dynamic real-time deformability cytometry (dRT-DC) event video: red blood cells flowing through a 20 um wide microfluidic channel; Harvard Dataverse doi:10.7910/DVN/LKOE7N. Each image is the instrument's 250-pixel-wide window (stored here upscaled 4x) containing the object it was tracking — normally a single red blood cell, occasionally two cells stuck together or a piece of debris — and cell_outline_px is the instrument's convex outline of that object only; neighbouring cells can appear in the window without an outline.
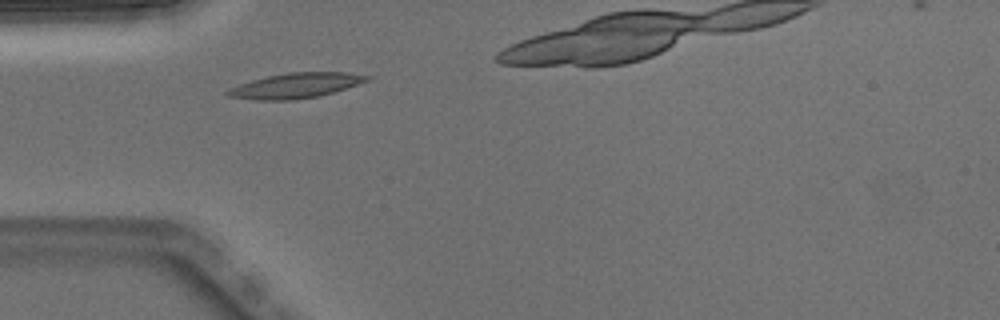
{"species": "Egyptian fruit bat (a non-hibernating species)", "species_latin": "Rousettus aegyptiacus", "temperature_condition": "warm", "stored_images_in_passage": 5, "camera_frame_rate_fps": 3000, "um_per_image_px": 0.085, "animal": {"sex": "male"}, "frame": {"image": 1, "passage_image": 2, "time_ms": 0.333, "image_size_px": [1000, 320], "cell_outline_px": [[372, 80], [332, 92], [316, 96], [292, 100], [256, 100], [228, 96], [224, 92], [228, 88], [252, 80], [268, 76], [288, 72], [348, 72], [372, 76]], "centroid_in_image_um": [25.15, 7.26], "position_along_channel_um": 59.9, "area_um2": 20.35}}